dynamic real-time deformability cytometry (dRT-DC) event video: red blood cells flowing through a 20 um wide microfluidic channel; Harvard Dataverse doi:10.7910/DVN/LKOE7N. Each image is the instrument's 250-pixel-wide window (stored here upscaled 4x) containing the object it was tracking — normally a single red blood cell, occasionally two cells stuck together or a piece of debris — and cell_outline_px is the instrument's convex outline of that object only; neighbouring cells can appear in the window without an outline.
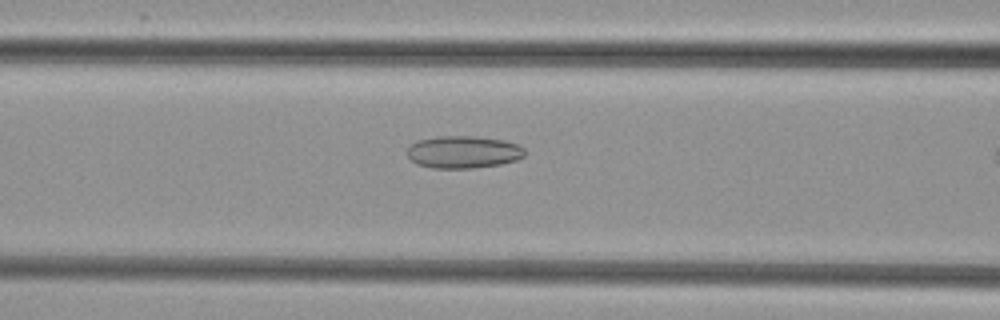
{"species": "common noctule bat (a hibernating species)", "species_latin": "Nyctalus noctula", "temperature_condition": "cold", "stored_images_in_passage": 5, "camera_frame_rate_fps": 3000, "um_per_image_px": 0.085, "animal": {"sex": "female", "body_mass_g": 29.2, "forearm_length_mm": 56.3}, "frame": {"image": 1, "passage_image": 4, "time_ms": 4.667, "image_size_px": [1000, 320], "cell_outline_px": [[524, 156], [516, 160], [500, 164], [472, 168], [432, 168], [416, 164], [408, 156], [408, 148], [416, 140], [436, 136], [472, 136], [504, 140], [520, 144], [524, 148]], "centroid_in_image_um": [39.38, 12.91], "position_along_channel_um": 127.2, "area_um2": 22.25}}